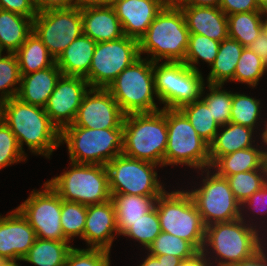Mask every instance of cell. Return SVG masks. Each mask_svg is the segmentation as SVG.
I'll return each instance as SVG.
<instances>
[{"label": "cell", "instance_id": "35", "mask_svg": "<svg viewBox=\"0 0 267 266\" xmlns=\"http://www.w3.org/2000/svg\"><path fill=\"white\" fill-rule=\"evenodd\" d=\"M219 41L212 40L200 34H190L184 63L190 68L200 71L197 67L199 59L211 66L219 50Z\"/></svg>", "mask_w": 267, "mask_h": 266}, {"label": "cell", "instance_id": "21", "mask_svg": "<svg viewBox=\"0 0 267 266\" xmlns=\"http://www.w3.org/2000/svg\"><path fill=\"white\" fill-rule=\"evenodd\" d=\"M83 34L96 43L124 36L121 23L113 6L81 3Z\"/></svg>", "mask_w": 267, "mask_h": 266}, {"label": "cell", "instance_id": "61", "mask_svg": "<svg viewBox=\"0 0 267 266\" xmlns=\"http://www.w3.org/2000/svg\"><path fill=\"white\" fill-rule=\"evenodd\" d=\"M264 16L265 17L263 18V28L267 32V11H265V15Z\"/></svg>", "mask_w": 267, "mask_h": 266}, {"label": "cell", "instance_id": "39", "mask_svg": "<svg viewBox=\"0 0 267 266\" xmlns=\"http://www.w3.org/2000/svg\"><path fill=\"white\" fill-rule=\"evenodd\" d=\"M236 200L243 204L267 182V170L239 172L227 177Z\"/></svg>", "mask_w": 267, "mask_h": 266}, {"label": "cell", "instance_id": "15", "mask_svg": "<svg viewBox=\"0 0 267 266\" xmlns=\"http://www.w3.org/2000/svg\"><path fill=\"white\" fill-rule=\"evenodd\" d=\"M42 190L31 191L29 197L17 209L28 220L36 237L41 239L68 241L61 226V198L44 183Z\"/></svg>", "mask_w": 267, "mask_h": 266}, {"label": "cell", "instance_id": "3", "mask_svg": "<svg viewBox=\"0 0 267 266\" xmlns=\"http://www.w3.org/2000/svg\"><path fill=\"white\" fill-rule=\"evenodd\" d=\"M168 141L167 109L130 113L123 119V150L128 157L164 167Z\"/></svg>", "mask_w": 267, "mask_h": 266}, {"label": "cell", "instance_id": "28", "mask_svg": "<svg viewBox=\"0 0 267 266\" xmlns=\"http://www.w3.org/2000/svg\"><path fill=\"white\" fill-rule=\"evenodd\" d=\"M33 32V19L0 9V51L15 53Z\"/></svg>", "mask_w": 267, "mask_h": 266}, {"label": "cell", "instance_id": "8", "mask_svg": "<svg viewBox=\"0 0 267 266\" xmlns=\"http://www.w3.org/2000/svg\"><path fill=\"white\" fill-rule=\"evenodd\" d=\"M69 166L70 170L46 181L62 200L92 205L111 199L105 165L70 162Z\"/></svg>", "mask_w": 267, "mask_h": 266}, {"label": "cell", "instance_id": "20", "mask_svg": "<svg viewBox=\"0 0 267 266\" xmlns=\"http://www.w3.org/2000/svg\"><path fill=\"white\" fill-rule=\"evenodd\" d=\"M168 3L167 0H117L112 6L123 34L139 41Z\"/></svg>", "mask_w": 267, "mask_h": 266}, {"label": "cell", "instance_id": "40", "mask_svg": "<svg viewBox=\"0 0 267 266\" xmlns=\"http://www.w3.org/2000/svg\"><path fill=\"white\" fill-rule=\"evenodd\" d=\"M151 255H173L182 259L193 256L198 250L186 240L161 232L147 248Z\"/></svg>", "mask_w": 267, "mask_h": 266}, {"label": "cell", "instance_id": "2", "mask_svg": "<svg viewBox=\"0 0 267 266\" xmlns=\"http://www.w3.org/2000/svg\"><path fill=\"white\" fill-rule=\"evenodd\" d=\"M16 136L20 149L24 143L31 153L48 159L60 144V131L51 122L43 107L13 97L3 104V119Z\"/></svg>", "mask_w": 267, "mask_h": 266}, {"label": "cell", "instance_id": "44", "mask_svg": "<svg viewBox=\"0 0 267 266\" xmlns=\"http://www.w3.org/2000/svg\"><path fill=\"white\" fill-rule=\"evenodd\" d=\"M110 251L92 248L73 247L64 266H110Z\"/></svg>", "mask_w": 267, "mask_h": 266}, {"label": "cell", "instance_id": "27", "mask_svg": "<svg viewBox=\"0 0 267 266\" xmlns=\"http://www.w3.org/2000/svg\"><path fill=\"white\" fill-rule=\"evenodd\" d=\"M159 196H138L129 194H111L116 211L119 236L123 235L132 223L151 211Z\"/></svg>", "mask_w": 267, "mask_h": 266}, {"label": "cell", "instance_id": "49", "mask_svg": "<svg viewBox=\"0 0 267 266\" xmlns=\"http://www.w3.org/2000/svg\"><path fill=\"white\" fill-rule=\"evenodd\" d=\"M247 47L267 64V32L264 28Z\"/></svg>", "mask_w": 267, "mask_h": 266}, {"label": "cell", "instance_id": "9", "mask_svg": "<svg viewBox=\"0 0 267 266\" xmlns=\"http://www.w3.org/2000/svg\"><path fill=\"white\" fill-rule=\"evenodd\" d=\"M153 62L155 92L164 109H180L197 101L205 89L202 72L184 62Z\"/></svg>", "mask_w": 267, "mask_h": 266}, {"label": "cell", "instance_id": "42", "mask_svg": "<svg viewBox=\"0 0 267 266\" xmlns=\"http://www.w3.org/2000/svg\"><path fill=\"white\" fill-rule=\"evenodd\" d=\"M161 233V226L156 207L144 214L140 219L132 223V226L123 234L136 240L147 248Z\"/></svg>", "mask_w": 267, "mask_h": 266}, {"label": "cell", "instance_id": "46", "mask_svg": "<svg viewBox=\"0 0 267 266\" xmlns=\"http://www.w3.org/2000/svg\"><path fill=\"white\" fill-rule=\"evenodd\" d=\"M0 9L34 19L38 14L35 0H0Z\"/></svg>", "mask_w": 267, "mask_h": 266}, {"label": "cell", "instance_id": "10", "mask_svg": "<svg viewBox=\"0 0 267 266\" xmlns=\"http://www.w3.org/2000/svg\"><path fill=\"white\" fill-rule=\"evenodd\" d=\"M167 132L164 167L185 165L197 169V173L210 167L209 145L180 109H167Z\"/></svg>", "mask_w": 267, "mask_h": 266}, {"label": "cell", "instance_id": "57", "mask_svg": "<svg viewBox=\"0 0 267 266\" xmlns=\"http://www.w3.org/2000/svg\"><path fill=\"white\" fill-rule=\"evenodd\" d=\"M255 1L261 10L267 11V0H255Z\"/></svg>", "mask_w": 267, "mask_h": 266}, {"label": "cell", "instance_id": "48", "mask_svg": "<svg viewBox=\"0 0 267 266\" xmlns=\"http://www.w3.org/2000/svg\"><path fill=\"white\" fill-rule=\"evenodd\" d=\"M81 3V0H35V5L38 12H44L53 9H67L78 6Z\"/></svg>", "mask_w": 267, "mask_h": 266}, {"label": "cell", "instance_id": "37", "mask_svg": "<svg viewBox=\"0 0 267 266\" xmlns=\"http://www.w3.org/2000/svg\"><path fill=\"white\" fill-rule=\"evenodd\" d=\"M267 72V64L248 47H244L236 65L233 82L246 83L254 88Z\"/></svg>", "mask_w": 267, "mask_h": 266}, {"label": "cell", "instance_id": "7", "mask_svg": "<svg viewBox=\"0 0 267 266\" xmlns=\"http://www.w3.org/2000/svg\"><path fill=\"white\" fill-rule=\"evenodd\" d=\"M106 89L125 115L160 110L154 100L153 62L147 57L141 56L124 69Z\"/></svg>", "mask_w": 267, "mask_h": 266}, {"label": "cell", "instance_id": "16", "mask_svg": "<svg viewBox=\"0 0 267 266\" xmlns=\"http://www.w3.org/2000/svg\"><path fill=\"white\" fill-rule=\"evenodd\" d=\"M125 114L106 88H90L82 99L73 123L89 129L119 128Z\"/></svg>", "mask_w": 267, "mask_h": 266}, {"label": "cell", "instance_id": "22", "mask_svg": "<svg viewBox=\"0 0 267 266\" xmlns=\"http://www.w3.org/2000/svg\"><path fill=\"white\" fill-rule=\"evenodd\" d=\"M180 8L190 34H200L221 42L228 38L227 15L218 7L189 6Z\"/></svg>", "mask_w": 267, "mask_h": 266}, {"label": "cell", "instance_id": "6", "mask_svg": "<svg viewBox=\"0 0 267 266\" xmlns=\"http://www.w3.org/2000/svg\"><path fill=\"white\" fill-rule=\"evenodd\" d=\"M155 207L161 232L190 242L198 251L203 249L206 226L187 190H165L157 198Z\"/></svg>", "mask_w": 267, "mask_h": 266}, {"label": "cell", "instance_id": "12", "mask_svg": "<svg viewBox=\"0 0 267 266\" xmlns=\"http://www.w3.org/2000/svg\"><path fill=\"white\" fill-rule=\"evenodd\" d=\"M157 166L123 153L118 155L106 165L110 193L160 196L166 188L158 180Z\"/></svg>", "mask_w": 267, "mask_h": 266}, {"label": "cell", "instance_id": "24", "mask_svg": "<svg viewBox=\"0 0 267 266\" xmlns=\"http://www.w3.org/2000/svg\"><path fill=\"white\" fill-rule=\"evenodd\" d=\"M254 132L257 131L232 122L220 126L213 142L209 145L210 166L220 156L256 146V140H253L256 139Z\"/></svg>", "mask_w": 267, "mask_h": 266}, {"label": "cell", "instance_id": "32", "mask_svg": "<svg viewBox=\"0 0 267 266\" xmlns=\"http://www.w3.org/2000/svg\"><path fill=\"white\" fill-rule=\"evenodd\" d=\"M265 11L242 12L228 15V37L247 47L263 29Z\"/></svg>", "mask_w": 267, "mask_h": 266}, {"label": "cell", "instance_id": "50", "mask_svg": "<svg viewBox=\"0 0 267 266\" xmlns=\"http://www.w3.org/2000/svg\"><path fill=\"white\" fill-rule=\"evenodd\" d=\"M267 242L249 258L241 260L233 266H267Z\"/></svg>", "mask_w": 267, "mask_h": 266}, {"label": "cell", "instance_id": "60", "mask_svg": "<svg viewBox=\"0 0 267 266\" xmlns=\"http://www.w3.org/2000/svg\"><path fill=\"white\" fill-rule=\"evenodd\" d=\"M264 147H267V143ZM264 166L267 168V148H264Z\"/></svg>", "mask_w": 267, "mask_h": 266}, {"label": "cell", "instance_id": "56", "mask_svg": "<svg viewBox=\"0 0 267 266\" xmlns=\"http://www.w3.org/2000/svg\"><path fill=\"white\" fill-rule=\"evenodd\" d=\"M261 122H263L264 123L263 125L265 126V128L262 130V133L260 135L261 140H262L260 141V144L263 146L267 143V120L264 119V121L261 120Z\"/></svg>", "mask_w": 267, "mask_h": 266}, {"label": "cell", "instance_id": "38", "mask_svg": "<svg viewBox=\"0 0 267 266\" xmlns=\"http://www.w3.org/2000/svg\"><path fill=\"white\" fill-rule=\"evenodd\" d=\"M222 88V84H207L206 89L209 92L205 94L203 89L201 96V99L207 104L219 126L230 122L232 106V92L224 90V88L222 90Z\"/></svg>", "mask_w": 267, "mask_h": 266}, {"label": "cell", "instance_id": "29", "mask_svg": "<svg viewBox=\"0 0 267 266\" xmlns=\"http://www.w3.org/2000/svg\"><path fill=\"white\" fill-rule=\"evenodd\" d=\"M244 46L237 40L227 38L220 42L218 54L207 75V84L233 82L236 65L241 57Z\"/></svg>", "mask_w": 267, "mask_h": 266}, {"label": "cell", "instance_id": "19", "mask_svg": "<svg viewBox=\"0 0 267 266\" xmlns=\"http://www.w3.org/2000/svg\"><path fill=\"white\" fill-rule=\"evenodd\" d=\"M119 231L116 222V211L113 201L87 205L85 230L82 240L87 248L111 251L113 241Z\"/></svg>", "mask_w": 267, "mask_h": 266}, {"label": "cell", "instance_id": "51", "mask_svg": "<svg viewBox=\"0 0 267 266\" xmlns=\"http://www.w3.org/2000/svg\"><path fill=\"white\" fill-rule=\"evenodd\" d=\"M176 266H213L211 261L206 257L205 253L200 250L193 256L182 259Z\"/></svg>", "mask_w": 267, "mask_h": 266}, {"label": "cell", "instance_id": "31", "mask_svg": "<svg viewBox=\"0 0 267 266\" xmlns=\"http://www.w3.org/2000/svg\"><path fill=\"white\" fill-rule=\"evenodd\" d=\"M73 248L69 241H56L36 237L22 261L35 266H64L69 251Z\"/></svg>", "mask_w": 267, "mask_h": 266}, {"label": "cell", "instance_id": "52", "mask_svg": "<svg viewBox=\"0 0 267 266\" xmlns=\"http://www.w3.org/2000/svg\"><path fill=\"white\" fill-rule=\"evenodd\" d=\"M171 3L175 7L206 6L219 8L221 0H171Z\"/></svg>", "mask_w": 267, "mask_h": 266}, {"label": "cell", "instance_id": "18", "mask_svg": "<svg viewBox=\"0 0 267 266\" xmlns=\"http://www.w3.org/2000/svg\"><path fill=\"white\" fill-rule=\"evenodd\" d=\"M35 239L34 229L17 208L0 215V260L22 261Z\"/></svg>", "mask_w": 267, "mask_h": 266}, {"label": "cell", "instance_id": "4", "mask_svg": "<svg viewBox=\"0 0 267 266\" xmlns=\"http://www.w3.org/2000/svg\"><path fill=\"white\" fill-rule=\"evenodd\" d=\"M189 35L183 11L170 2L139 39L140 56L146 53L152 62H183Z\"/></svg>", "mask_w": 267, "mask_h": 266}, {"label": "cell", "instance_id": "13", "mask_svg": "<svg viewBox=\"0 0 267 266\" xmlns=\"http://www.w3.org/2000/svg\"><path fill=\"white\" fill-rule=\"evenodd\" d=\"M140 57L137 39L124 35L116 40L99 42L95 46L89 74L85 79L90 88H107Z\"/></svg>", "mask_w": 267, "mask_h": 266}, {"label": "cell", "instance_id": "11", "mask_svg": "<svg viewBox=\"0 0 267 266\" xmlns=\"http://www.w3.org/2000/svg\"><path fill=\"white\" fill-rule=\"evenodd\" d=\"M203 173L205 177L201 186L187 192L191 195L205 226L241 218V204L236 200L227 178L211 171L210 167L201 170V176Z\"/></svg>", "mask_w": 267, "mask_h": 266}, {"label": "cell", "instance_id": "30", "mask_svg": "<svg viewBox=\"0 0 267 266\" xmlns=\"http://www.w3.org/2000/svg\"><path fill=\"white\" fill-rule=\"evenodd\" d=\"M14 54L21 76L46 69L55 63V59L34 31Z\"/></svg>", "mask_w": 267, "mask_h": 266}, {"label": "cell", "instance_id": "47", "mask_svg": "<svg viewBox=\"0 0 267 266\" xmlns=\"http://www.w3.org/2000/svg\"><path fill=\"white\" fill-rule=\"evenodd\" d=\"M219 8L227 16L242 12L263 11L255 0H221Z\"/></svg>", "mask_w": 267, "mask_h": 266}, {"label": "cell", "instance_id": "26", "mask_svg": "<svg viewBox=\"0 0 267 266\" xmlns=\"http://www.w3.org/2000/svg\"><path fill=\"white\" fill-rule=\"evenodd\" d=\"M240 149L225 156H220L211 166L218 175L228 177L239 172L267 170L264 166V147L258 145ZM261 146V147H260ZM259 147V148H258Z\"/></svg>", "mask_w": 267, "mask_h": 266}, {"label": "cell", "instance_id": "23", "mask_svg": "<svg viewBox=\"0 0 267 266\" xmlns=\"http://www.w3.org/2000/svg\"><path fill=\"white\" fill-rule=\"evenodd\" d=\"M61 75L62 72L56 63L46 69L22 75L17 98L44 108Z\"/></svg>", "mask_w": 267, "mask_h": 266}, {"label": "cell", "instance_id": "14", "mask_svg": "<svg viewBox=\"0 0 267 266\" xmlns=\"http://www.w3.org/2000/svg\"><path fill=\"white\" fill-rule=\"evenodd\" d=\"M33 31L56 60L72 41L83 34L81 4L38 12L33 19Z\"/></svg>", "mask_w": 267, "mask_h": 266}, {"label": "cell", "instance_id": "17", "mask_svg": "<svg viewBox=\"0 0 267 266\" xmlns=\"http://www.w3.org/2000/svg\"><path fill=\"white\" fill-rule=\"evenodd\" d=\"M89 89V83L84 77L60 76L44 107L59 131L73 123L82 99Z\"/></svg>", "mask_w": 267, "mask_h": 266}, {"label": "cell", "instance_id": "1", "mask_svg": "<svg viewBox=\"0 0 267 266\" xmlns=\"http://www.w3.org/2000/svg\"><path fill=\"white\" fill-rule=\"evenodd\" d=\"M253 220L249 217L247 221V216H244L206 226L202 251L213 266H233L252 256L267 242V238L261 237L265 236L262 233L264 228L260 230L263 225L258 227Z\"/></svg>", "mask_w": 267, "mask_h": 266}, {"label": "cell", "instance_id": "43", "mask_svg": "<svg viewBox=\"0 0 267 266\" xmlns=\"http://www.w3.org/2000/svg\"><path fill=\"white\" fill-rule=\"evenodd\" d=\"M18 144L16 136L2 120L0 122V170L18 162L27 161Z\"/></svg>", "mask_w": 267, "mask_h": 266}, {"label": "cell", "instance_id": "5", "mask_svg": "<svg viewBox=\"0 0 267 266\" xmlns=\"http://www.w3.org/2000/svg\"><path fill=\"white\" fill-rule=\"evenodd\" d=\"M64 142L71 162L106 166L122 154L123 124L110 129L67 126L60 131V144Z\"/></svg>", "mask_w": 267, "mask_h": 266}, {"label": "cell", "instance_id": "36", "mask_svg": "<svg viewBox=\"0 0 267 266\" xmlns=\"http://www.w3.org/2000/svg\"><path fill=\"white\" fill-rule=\"evenodd\" d=\"M87 205L61 199V226L64 237L72 243L75 237L82 239L85 230ZM72 240V241H71Z\"/></svg>", "mask_w": 267, "mask_h": 266}, {"label": "cell", "instance_id": "58", "mask_svg": "<svg viewBox=\"0 0 267 266\" xmlns=\"http://www.w3.org/2000/svg\"><path fill=\"white\" fill-rule=\"evenodd\" d=\"M18 261H1V266H20Z\"/></svg>", "mask_w": 267, "mask_h": 266}, {"label": "cell", "instance_id": "33", "mask_svg": "<svg viewBox=\"0 0 267 266\" xmlns=\"http://www.w3.org/2000/svg\"><path fill=\"white\" fill-rule=\"evenodd\" d=\"M180 110L188 118L197 134L210 145L220 126L213 118L207 104L200 98L197 101L183 105Z\"/></svg>", "mask_w": 267, "mask_h": 266}, {"label": "cell", "instance_id": "45", "mask_svg": "<svg viewBox=\"0 0 267 266\" xmlns=\"http://www.w3.org/2000/svg\"><path fill=\"white\" fill-rule=\"evenodd\" d=\"M247 209L250 214H257L262 217L265 215L267 216V182L257 192L253 193L243 204H241V217H244L245 214L249 217L250 214L247 213Z\"/></svg>", "mask_w": 267, "mask_h": 266}, {"label": "cell", "instance_id": "54", "mask_svg": "<svg viewBox=\"0 0 267 266\" xmlns=\"http://www.w3.org/2000/svg\"><path fill=\"white\" fill-rule=\"evenodd\" d=\"M181 259L173 255H163V265L164 266H176Z\"/></svg>", "mask_w": 267, "mask_h": 266}, {"label": "cell", "instance_id": "34", "mask_svg": "<svg viewBox=\"0 0 267 266\" xmlns=\"http://www.w3.org/2000/svg\"><path fill=\"white\" fill-rule=\"evenodd\" d=\"M261 100L240 93L232 92V106L230 122L243 125L251 129L261 127ZM259 124V125H258ZM257 126V127H256Z\"/></svg>", "mask_w": 267, "mask_h": 266}, {"label": "cell", "instance_id": "53", "mask_svg": "<svg viewBox=\"0 0 267 266\" xmlns=\"http://www.w3.org/2000/svg\"><path fill=\"white\" fill-rule=\"evenodd\" d=\"M139 266H164L163 255H151L147 252L146 258Z\"/></svg>", "mask_w": 267, "mask_h": 266}, {"label": "cell", "instance_id": "59", "mask_svg": "<svg viewBox=\"0 0 267 266\" xmlns=\"http://www.w3.org/2000/svg\"><path fill=\"white\" fill-rule=\"evenodd\" d=\"M3 104H4V101L0 99V122L3 119Z\"/></svg>", "mask_w": 267, "mask_h": 266}, {"label": "cell", "instance_id": "55", "mask_svg": "<svg viewBox=\"0 0 267 266\" xmlns=\"http://www.w3.org/2000/svg\"><path fill=\"white\" fill-rule=\"evenodd\" d=\"M82 3L92 4V5H106L112 6L117 0H81Z\"/></svg>", "mask_w": 267, "mask_h": 266}, {"label": "cell", "instance_id": "25", "mask_svg": "<svg viewBox=\"0 0 267 266\" xmlns=\"http://www.w3.org/2000/svg\"><path fill=\"white\" fill-rule=\"evenodd\" d=\"M96 42L82 34L55 60L62 75L86 78L91 67Z\"/></svg>", "mask_w": 267, "mask_h": 266}, {"label": "cell", "instance_id": "41", "mask_svg": "<svg viewBox=\"0 0 267 266\" xmlns=\"http://www.w3.org/2000/svg\"><path fill=\"white\" fill-rule=\"evenodd\" d=\"M6 54V56L0 55V99L3 101L17 97L21 81L15 54Z\"/></svg>", "mask_w": 267, "mask_h": 266}]
</instances>
